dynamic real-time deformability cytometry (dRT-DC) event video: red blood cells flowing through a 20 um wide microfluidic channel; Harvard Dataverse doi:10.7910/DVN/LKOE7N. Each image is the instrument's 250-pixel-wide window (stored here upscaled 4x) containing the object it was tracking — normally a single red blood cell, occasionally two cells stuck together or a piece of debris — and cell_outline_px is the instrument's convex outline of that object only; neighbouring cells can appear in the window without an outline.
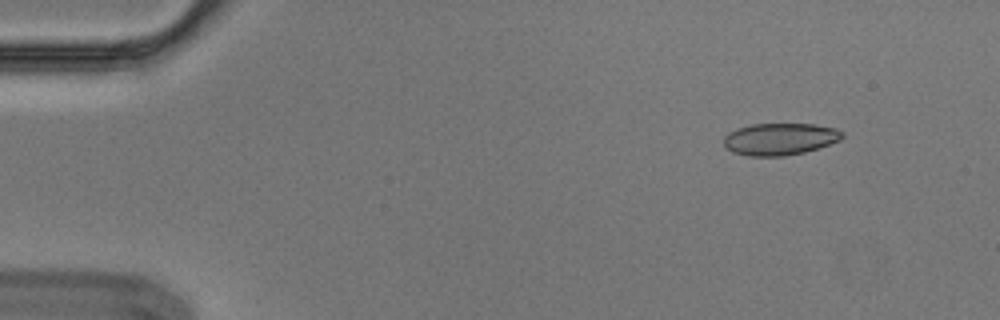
{"species": "Egyptian fruit bat (a non-hibernating species)", "species_latin": "Rousettus aegyptiacus", "temperature_condition": "cold", "stored_images_in_passage": 4, "camera_frame_rate_fps": 3000, "um_per_image_px": 0.085, "animal": {"sex": "male"}, "frame": {"image": 1, "passage_image": 2, "time_ms": 0.333, "image_size_px": [1000, 320], "cell_outline_px": [[844, 136], [840, 140], [804, 152], [784, 156], [748, 156], [732, 152], [724, 148], [724, 136], [728, 132], [736, 128], [752, 124], [812, 124], [836, 128], [844, 132]], "centroid_in_image_um": [66.25, 11.82], "position_along_channel_um": 18.8, "area_um2": 22.2}}
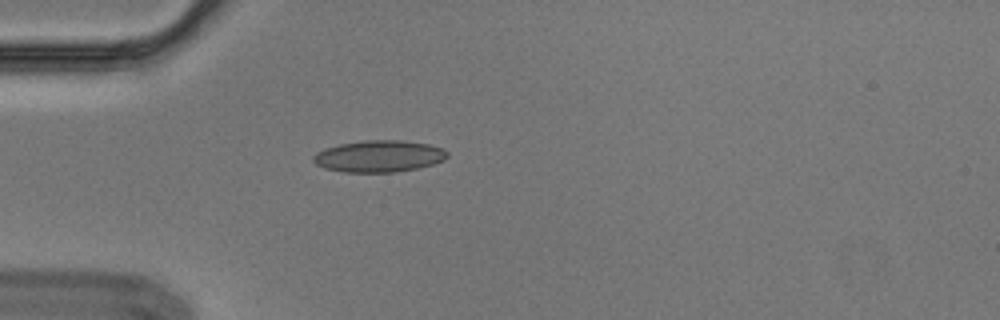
{"frame": {"image": 2, "passage_image": 4, "time_ms": 1.0, "image_size_px": [1000, 320], "cell_outline_px": [[448, 156], [444, 160], [432, 164], [416, 168], [396, 172], [344, 172], [324, 168], [316, 164], [312, 160], [312, 156], [316, 152], [324, 148], [340, 144], [364, 140], [400, 140], [428, 144], [440, 148], [448, 152]], "centroid_in_image_um": [32.17, 13.28], "position_along_channel_um": 52.8, "area_um2": 24.74}}